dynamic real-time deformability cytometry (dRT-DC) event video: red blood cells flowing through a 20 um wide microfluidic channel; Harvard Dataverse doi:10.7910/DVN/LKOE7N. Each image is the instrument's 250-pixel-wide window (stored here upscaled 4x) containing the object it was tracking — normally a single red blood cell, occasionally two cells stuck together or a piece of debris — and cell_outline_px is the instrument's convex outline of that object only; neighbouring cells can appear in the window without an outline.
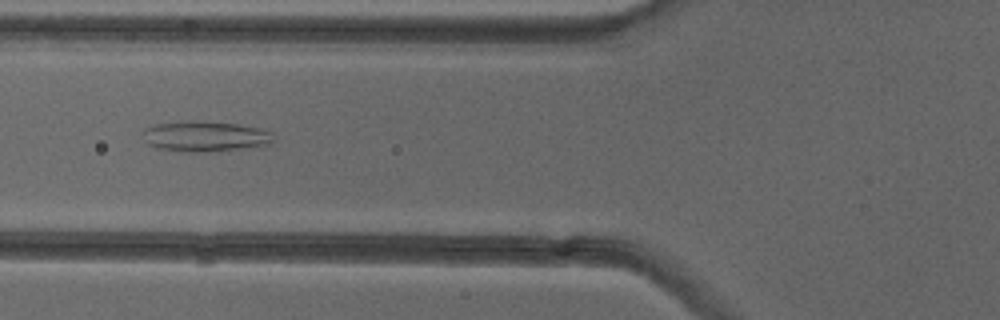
{"species": "common noctule bat (a hibernating species)", "species_latin": "Nyctalus noctula", "temperature_condition": "cold", "stored_images_in_passage": 11, "camera_frame_rate_fps": 3000, "um_per_image_px": 0.085, "animal": {"sex": "female"}, "frame": {"image": 1, "passage_image": 9, "time_ms": 2.667, "image_size_px": [1000, 320], "cell_outline_px": [[272, 144], [208, 152], [184, 152], [160, 148], [148, 144], [140, 136], [140, 132], [144, 128], [156, 124], [236, 124], [260, 128], [272, 132]], "centroid_in_image_um": [17.41, 11.64], "position_along_channel_um": 108.4, "area_um2": 22.08}}